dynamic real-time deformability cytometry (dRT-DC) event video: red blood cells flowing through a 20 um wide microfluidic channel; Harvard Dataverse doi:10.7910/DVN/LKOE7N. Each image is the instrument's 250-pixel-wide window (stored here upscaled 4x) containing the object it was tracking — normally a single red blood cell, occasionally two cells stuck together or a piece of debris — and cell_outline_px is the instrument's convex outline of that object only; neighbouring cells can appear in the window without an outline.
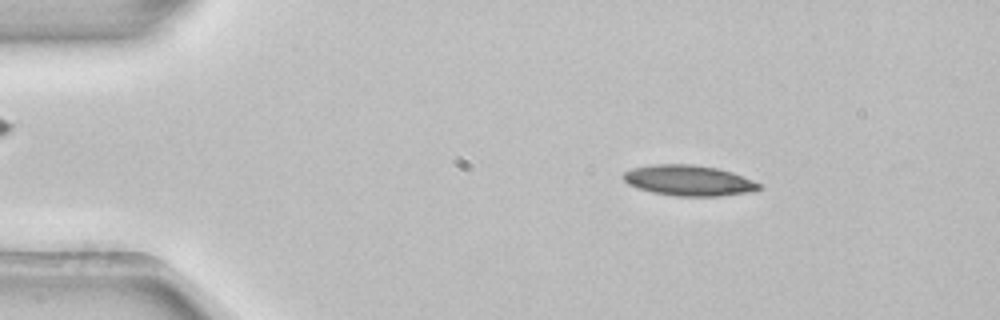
{"species": "common noctule bat (a hibernating species)", "species_latin": "Nyctalus noctula", "temperature_condition": "room temperature", "stored_images_in_passage": 4, "camera_frame_rate_fps": 3000, "um_per_image_px": 0.085, "animal": {"sex": "female", "body_mass_g": 22.7, "forearm_length_mm": 54.2}, "frame": {"image": 1, "passage_image": 2, "time_ms": 0.333, "image_size_px": [1000, 320], "cell_outline_px": [[764, 188], [752, 192], [720, 196], [676, 196], [652, 192], [628, 184], [624, 180], [624, 172], [632, 168], [652, 164], [692, 164], [716, 168], [732, 172], [764, 184]], "centroid_in_image_um": [58.61, 15.34], "position_along_channel_um": 26.4, "area_um2": 24.33}}
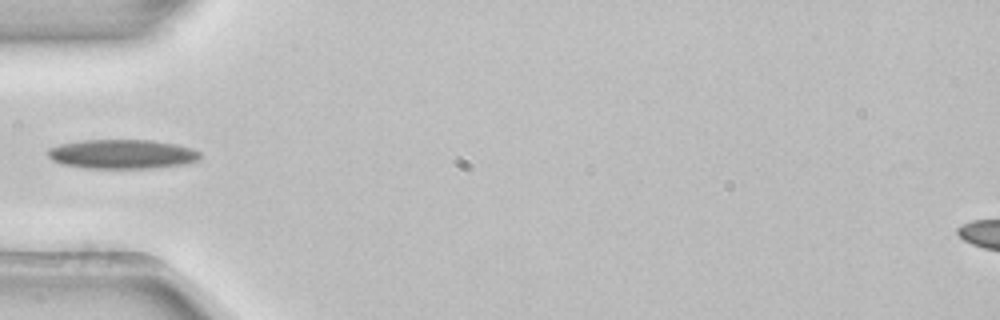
{"frame": {"image": 2, "passage_image": 4, "time_ms": 1.0, "image_size_px": [1000, 320], "cell_outline_px": [[200, 156], [196, 160], [184, 164], [152, 168], [84, 168], [64, 164], [52, 160], [48, 156], [48, 148], [60, 144], [80, 140], [152, 140], [176, 144], [192, 148], [200, 152]], "centroid_in_image_um": [10.37, 13.09], "position_along_channel_um": 74.6, "area_um2": 25.95}}